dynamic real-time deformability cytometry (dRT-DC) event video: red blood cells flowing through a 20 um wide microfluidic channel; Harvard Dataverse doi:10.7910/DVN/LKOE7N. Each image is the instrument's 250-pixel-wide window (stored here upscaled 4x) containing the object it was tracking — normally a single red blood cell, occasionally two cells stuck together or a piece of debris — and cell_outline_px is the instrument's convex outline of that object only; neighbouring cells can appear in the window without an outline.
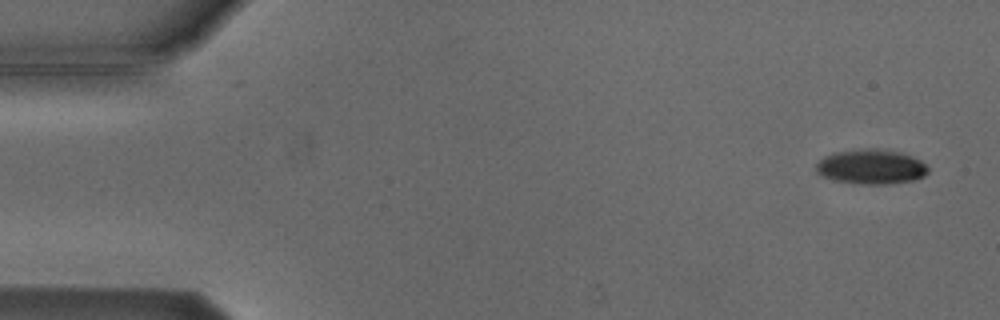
{"species": "Egyptian fruit bat (a non-hibernating species)", "species_latin": "Rousettus aegyptiacus", "temperature_condition": "cold", "stored_images_in_passage": 4, "camera_frame_rate_fps": 3000, "um_per_image_px": 0.085, "animal": {"sex": "male"}, "frame": {"image": 1, "passage_image": 1, "time_ms": 0.0, "image_size_px": [1000, 320], "cell_outline_px": [[928, 172], [924, 176], [916, 180], [888, 184], [860, 184], [832, 180], [820, 176], [816, 172], [816, 164], [824, 156], [832, 152], [860, 148], [876, 148], [900, 152], [912, 156], [920, 160], [928, 168]], "centroid_in_image_um": [74.01, 14.17], "position_along_channel_um": 11.0, "area_um2": 23.06}}